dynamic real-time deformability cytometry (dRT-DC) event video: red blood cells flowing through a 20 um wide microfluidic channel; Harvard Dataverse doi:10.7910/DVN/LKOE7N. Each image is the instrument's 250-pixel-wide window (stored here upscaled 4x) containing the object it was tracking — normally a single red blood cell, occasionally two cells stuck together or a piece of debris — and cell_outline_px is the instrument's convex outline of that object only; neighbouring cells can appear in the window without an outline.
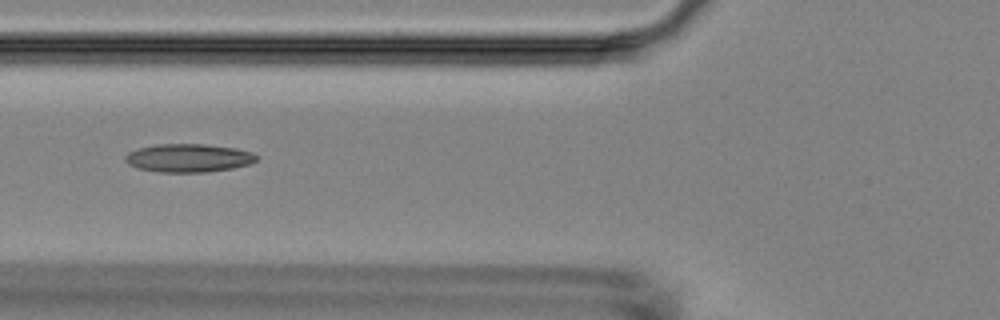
{"species": "Egyptian fruit bat (a non-hibernating species)", "species_latin": "Rousettus aegyptiacus", "temperature_condition": "room temperature", "stored_images_in_passage": 38, "camera_frame_rate_fps": 3000, "um_per_image_px": 0.085, "animal": {"sex": "female"}, "frame": {"image": 1, "passage_image": 4, "time_ms": 1.0, "image_size_px": [1000, 320], "cell_outline_px": [[260, 156], [256, 160], [248, 164], [232, 168], [208, 172], [156, 172], [136, 168], [128, 164], [124, 160], [124, 156], [128, 152], [140, 148], [156, 144], [208, 144], [236, 148], [252, 152]], "centroid_in_image_um": [16.01, 13.43], "position_along_channel_um": 109.8, "area_um2": 21.85}}
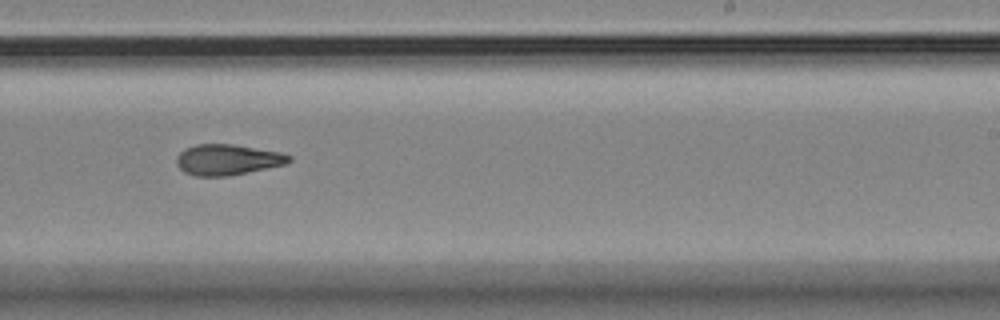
{"frame": {"image": 2, "passage_image": 17, "time_ms": 5.333, "image_size_px": [1000, 320], "cell_outline_px": [[292, 160], [288, 164], [228, 176], [196, 176], [184, 172], [176, 164], [176, 156], [184, 148], [196, 144], [232, 144], [280, 152], [292, 156]], "centroid_in_image_um": [19.34, 13.57], "position_along_channel_um": 269.7, "area_um2": 20.29}}
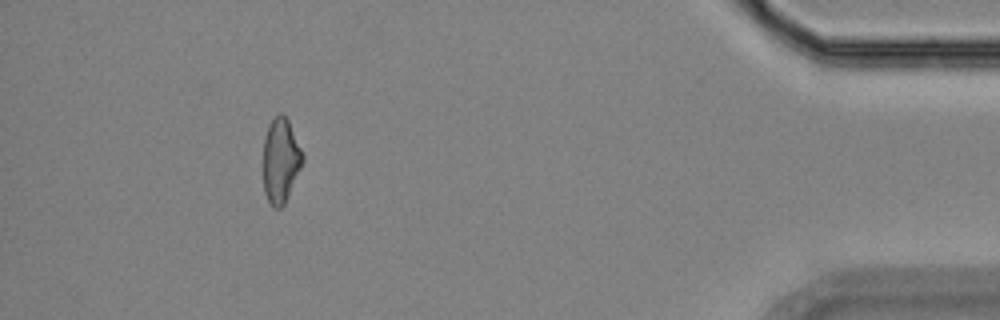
{"frame": {"image": 3, "passage_image": 33, "time_ms": 10.667, "image_size_px": [1000, 320], "cell_outline_px": [[304, 160], [284, 204], [280, 208], [276, 208], [268, 200], [264, 192], [264, 136], [268, 124], [280, 112], [288, 120], [304, 156]], "centroid_in_image_um": [23.85, 13.62], "position_along_channel_um": 411.3, "area_um2": 19.07}, "authors_computed_cell_mechanics": {"area_um2": 20.1433, "velocity_mm_per_s": 3.6821, "shape_relaxation_time_tau1_ms": null, "shape_relaxation_time_tau2_ms": 3.0472, "deformation_change_tau1": null, "deformation_change_tau2": 0.1059}}